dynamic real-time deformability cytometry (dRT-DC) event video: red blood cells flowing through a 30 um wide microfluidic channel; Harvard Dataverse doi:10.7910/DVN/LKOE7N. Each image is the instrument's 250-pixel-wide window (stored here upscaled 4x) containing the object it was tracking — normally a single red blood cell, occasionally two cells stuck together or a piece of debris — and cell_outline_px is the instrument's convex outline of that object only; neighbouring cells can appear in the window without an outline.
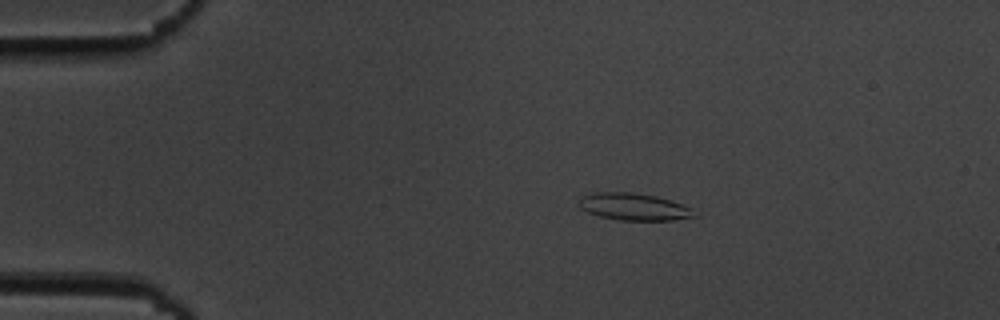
{"species": "common noctule bat (a hibernating species)", "species_latin": "Nyctalus noctula", "temperature_condition": "cold", "stored_images_in_passage": 54, "camera_frame_rate_fps": 3000, "um_per_image_px": 0.085, "animal": {"sex": "male", "body_mass_g": 19.5, "forearm_length_mm": 54.6}, "frame": {"image": 1, "passage_image": 10, "time_ms": 3.0, "image_size_px": [1000, 320], "cell_outline_px": [[700, 216], [672, 220], [620, 220], [600, 216], [588, 212], [580, 208], [580, 196], [592, 192], [632, 192], [656, 196], [692, 208]], "centroid_in_image_um": [53.89, 17.57], "position_along_channel_um": 31.1, "area_um2": 18.21}}
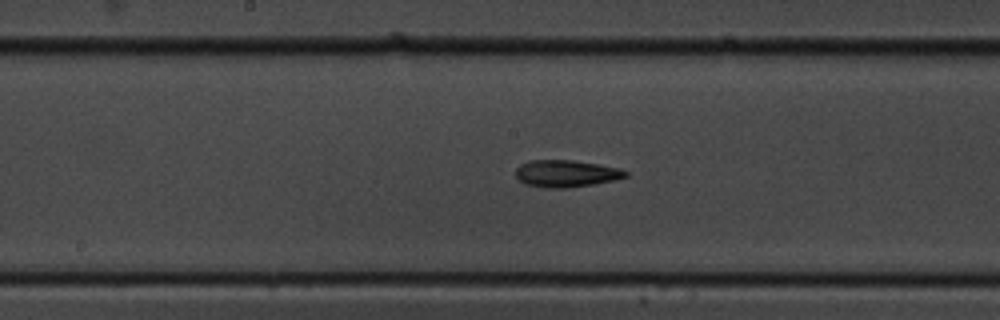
{"frame": {"image": 2, "passage_image": 28, "time_ms": 9.0, "image_size_px": [1000, 320], "cell_outline_px": [[628, 176], [616, 180], [592, 184], [564, 188], [548, 188], [524, 184], [516, 176], [516, 168], [520, 164], [528, 160], [572, 160], [600, 164], [620, 168], [628, 172]], "centroid_in_image_um": [48.13, 14.74], "position_along_channel_um": 200.1, "area_um2": 17.4}}
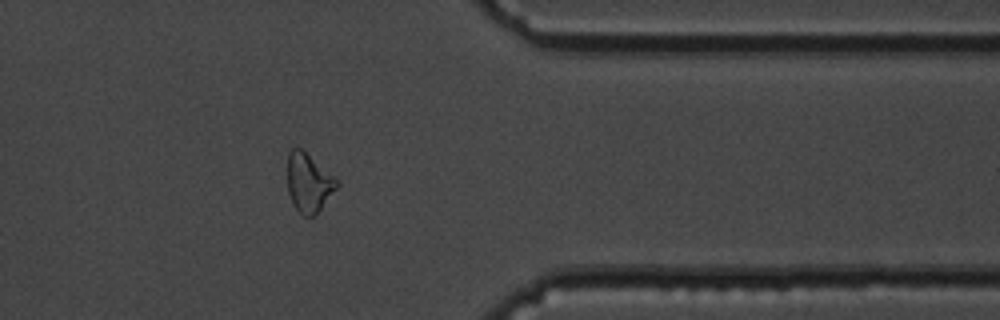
{"frame": {"image": 3, "passage_image": 44, "time_ms": 14.333, "image_size_px": [1000, 320], "cell_outline_px": [[340, 184], [316, 216], [304, 216], [292, 204], [288, 192], [288, 152], [292, 148], [300, 148], [340, 180]], "centroid_in_image_um": [26.27, 15.55], "position_along_channel_um": 385.1, "area_um2": 17.05}, "authors_computed_cell_mechanics": {"area_um2": 17.4556, "velocity_mm_per_s": 3.7012, "shape_relaxation_time_tau1_ms": 8.1177, "shape_relaxation_time_tau2_ms": 9.1481, "deformation_change_tau1": 0.1786, "deformation_change_tau2": 0.242}}